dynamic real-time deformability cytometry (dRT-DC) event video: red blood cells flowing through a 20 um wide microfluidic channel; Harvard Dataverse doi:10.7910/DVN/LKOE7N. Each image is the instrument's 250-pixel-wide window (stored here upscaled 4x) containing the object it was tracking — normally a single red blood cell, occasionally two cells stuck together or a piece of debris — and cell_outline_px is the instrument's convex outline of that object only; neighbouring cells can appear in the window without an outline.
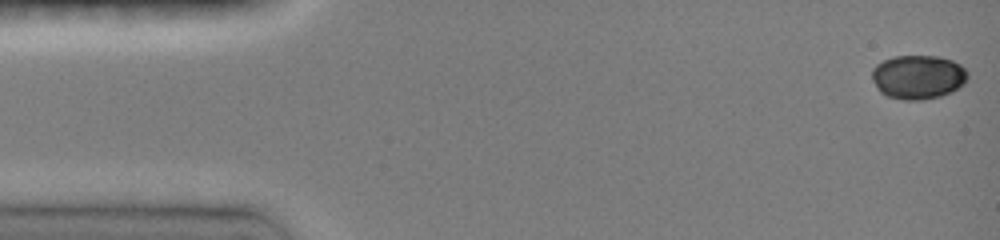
{"species": "common noctule bat (a hibernating species)", "species_latin": "Nyctalus noctula", "temperature_condition": "room temperature", "stored_images_in_passage": 19, "camera_frame_rate_fps": 3000, "um_per_image_px": 0.085, "animal": {"sex": "female", "body_mass_g": 19.0, "forearm_length_mm": 51.5}, "frame": {"image": 1, "passage_image": 1, "time_ms": 0.0, "image_size_px": [1000, 240], "cell_outline_px": [[968, 76], [964, 84], [952, 92], [940, 96], [924, 100], [904, 100], [888, 96], [880, 92], [876, 88], [872, 80], [872, 68], [876, 64], [884, 60], [896, 56], [936, 56], [952, 60], [960, 64], [968, 72]], "centroid_in_image_um": [78.03, 6.55], "position_along_channel_um": 7.0, "area_um2": 24.74}}
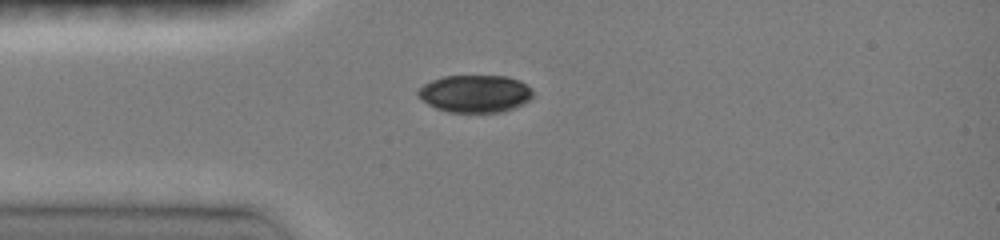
{"frame": {"image": 2, "passage_image": 13, "time_ms": 3.667, "image_size_px": [1000, 240], "cell_outline_px": [[532, 96], [524, 104], [500, 112], [448, 112], [436, 108], [428, 104], [416, 96], [416, 92], [424, 84], [432, 80], [444, 76], [508, 76], [520, 80], [532, 88]], "centroid_in_image_um": [40.37, 7.95], "position_along_channel_um": 44.6, "area_um2": 25.14}}